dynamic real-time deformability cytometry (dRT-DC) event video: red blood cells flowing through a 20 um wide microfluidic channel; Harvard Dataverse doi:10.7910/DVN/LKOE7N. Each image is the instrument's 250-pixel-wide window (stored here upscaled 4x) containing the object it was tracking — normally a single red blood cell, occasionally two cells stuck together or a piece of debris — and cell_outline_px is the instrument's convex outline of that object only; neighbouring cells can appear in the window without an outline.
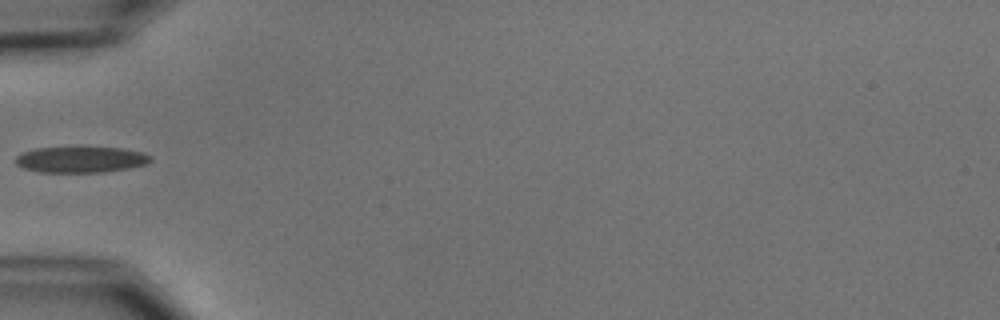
{"species": "common noctule bat (a hibernating species)", "species_latin": "Nyctalus noctula", "temperature_condition": "cold", "stored_images_in_passage": 4, "camera_frame_rate_fps": 3000, "um_per_image_px": 0.085, "animal": {"sex": "male", "body_mass_g": 15.6}, "frame": {"image": 1, "passage_image": 4, "time_ms": 4.333, "image_size_px": [1000, 320], "cell_outline_px": [[152, 160], [148, 164], [128, 168], [104, 172], [40, 172], [24, 168], [16, 164], [16, 156], [20, 152], [36, 148], [80, 144], [84, 144], [120, 148], [144, 152], [152, 156]], "centroid_in_image_um": [6.88, 13.5], "position_along_channel_um": 78.1, "area_um2": 21.68}}